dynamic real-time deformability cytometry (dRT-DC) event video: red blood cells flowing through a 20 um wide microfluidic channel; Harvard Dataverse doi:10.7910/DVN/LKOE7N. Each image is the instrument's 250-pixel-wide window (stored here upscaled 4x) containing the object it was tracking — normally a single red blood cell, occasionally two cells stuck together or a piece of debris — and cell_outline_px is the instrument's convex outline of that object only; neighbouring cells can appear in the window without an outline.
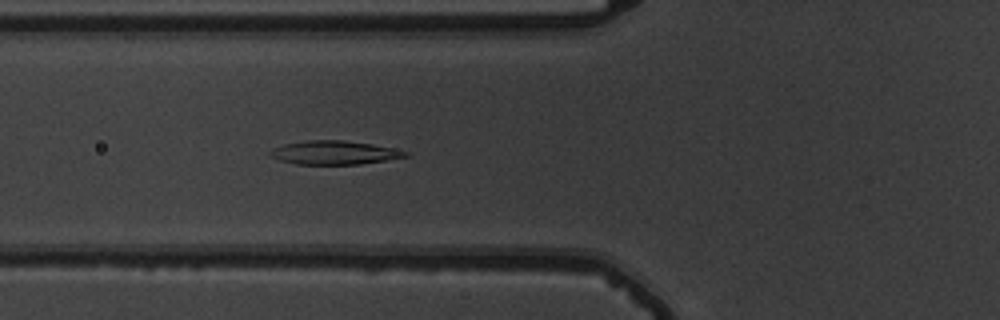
{"species": "common noctule bat (a hibernating species)", "species_latin": "Nyctalus noctula", "temperature_condition": "warm", "stored_images_in_passage": 49, "camera_frame_rate_fps": 3000, "um_per_image_px": 0.085, "animal": {"sex": "male", "body_mass_g": 19.5, "forearm_length_mm": 54.6}, "frame": {"image": 1, "passage_image": 15, "time_ms": 4.667, "image_size_px": [1000, 320], "cell_outline_px": [[408, 156], [360, 164], [296, 164], [280, 160], [272, 156], [268, 152], [272, 148], [284, 144], [308, 140], [344, 140], [372, 144], [408, 152]], "centroid_in_image_um": [28.37, 12.97], "position_along_channel_um": 97.4, "area_um2": 18.38}}
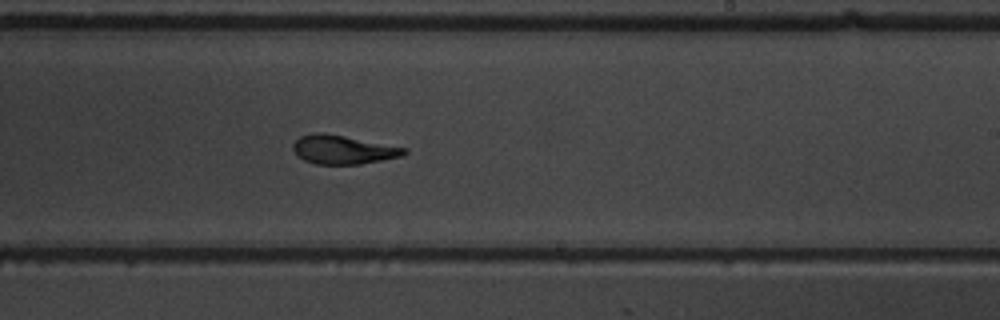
{"frame": {"image": 2, "passage_image": 28, "time_ms": 9.0, "image_size_px": [1000, 320], "cell_outline_px": [[408, 152], [400, 156], [360, 164], [316, 164], [304, 160], [296, 156], [292, 148], [292, 144], [300, 136], [316, 132], [320, 132], [344, 136], [408, 148]], "centroid_in_image_um": [29.11, 12.72], "position_along_channel_um": 259.9, "area_um2": 18.55}}
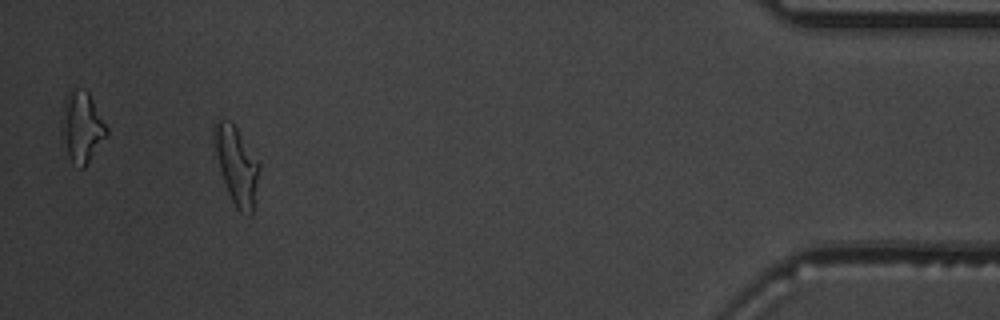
{"frame": {"image": 3, "passage_image": 45, "time_ms": 14.667, "image_size_px": [1000, 320], "cell_outline_px": [[260, 168], [252, 212], [248, 216], [240, 212], [236, 208], [228, 192], [220, 168], [216, 152], [212, 132], [212, 124], [216, 120], [228, 120], [236, 128], [260, 160]], "centroid_in_image_um": [20.12, 14.02], "position_along_channel_um": 415.1, "area_um2": 20.23}, "authors_computed_cell_mechanics": {"area_um2": 19.2474, "velocity_mm_per_s": 3.7559, "shape_relaxation_time_tau1_ms": 7.0633, "shape_relaxation_time_tau2_ms": 2.0785, "deformation_change_tau1": 0.212, "deformation_change_tau2": 0.0846}}